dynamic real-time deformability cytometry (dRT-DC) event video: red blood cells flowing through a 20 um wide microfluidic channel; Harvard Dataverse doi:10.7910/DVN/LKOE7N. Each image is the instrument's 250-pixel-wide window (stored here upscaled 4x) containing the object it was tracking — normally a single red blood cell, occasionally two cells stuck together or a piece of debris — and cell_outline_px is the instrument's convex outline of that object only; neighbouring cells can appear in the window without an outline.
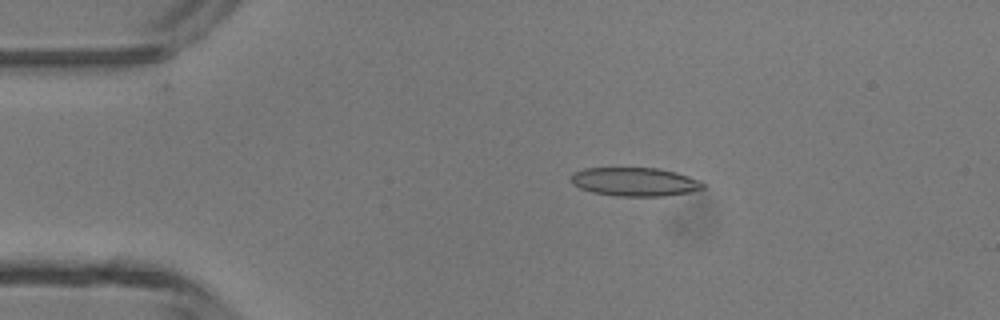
{"species": "common noctule bat (a hibernating species)", "species_latin": "Nyctalus noctula", "temperature_condition": "room temperature", "stored_images_in_passage": 47, "camera_frame_rate_fps": 3000, "um_per_image_px": 0.085, "animal": {"sex": "male", "body_mass_g": 13.3}, "frame": {"image": 1, "passage_image": 9, "time_ms": 2.667, "image_size_px": [1000, 320], "cell_outline_px": [[704, 188], [688, 192], [664, 196], [616, 196], [592, 192], [580, 188], [572, 184], [572, 172], [584, 168], [656, 168], [676, 172], [700, 180], [704, 184]], "centroid_in_image_um": [53.94, 15.45], "position_along_channel_um": 31.1, "area_um2": 21.96}}
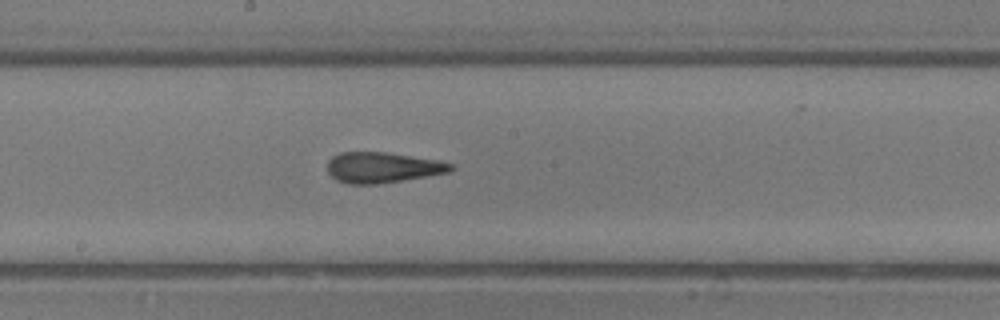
{"frame": {"image": 2, "passage_image": 25, "time_ms": 8.0, "image_size_px": [1000, 320], "cell_outline_px": [[456, 168], [452, 172], [376, 184], [348, 184], [336, 180], [328, 172], [328, 160], [332, 156], [340, 152], [388, 152], [436, 160], [452, 164]], "centroid_in_image_um": [32.51, 14.23], "position_along_channel_um": 215.7, "area_um2": 22.02}}
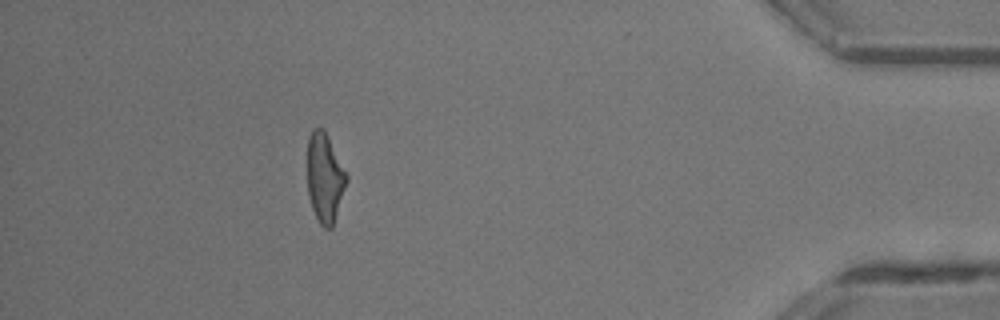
{"frame": {"image": 3, "passage_image": 42, "time_ms": 13.667, "image_size_px": [1000, 320], "cell_outline_px": [[348, 180], [332, 228], [324, 228], [320, 224], [312, 208], [308, 196], [308, 136], [312, 128], [324, 128], [348, 176]], "centroid_in_image_um": [27.61, 15.1], "position_along_channel_um": 407.6, "area_um2": 20.35}, "authors_computed_cell_mechanics": {"area_um2": 21.964, "velocity_mm_per_s": 4.3763, "shape_relaxation_time_tau1_ms": 7.4864, "shape_relaxation_time_tau2_ms": 0.7035, "deformation_change_tau1": 0.2572, "deformation_change_tau2": 0.1033}}